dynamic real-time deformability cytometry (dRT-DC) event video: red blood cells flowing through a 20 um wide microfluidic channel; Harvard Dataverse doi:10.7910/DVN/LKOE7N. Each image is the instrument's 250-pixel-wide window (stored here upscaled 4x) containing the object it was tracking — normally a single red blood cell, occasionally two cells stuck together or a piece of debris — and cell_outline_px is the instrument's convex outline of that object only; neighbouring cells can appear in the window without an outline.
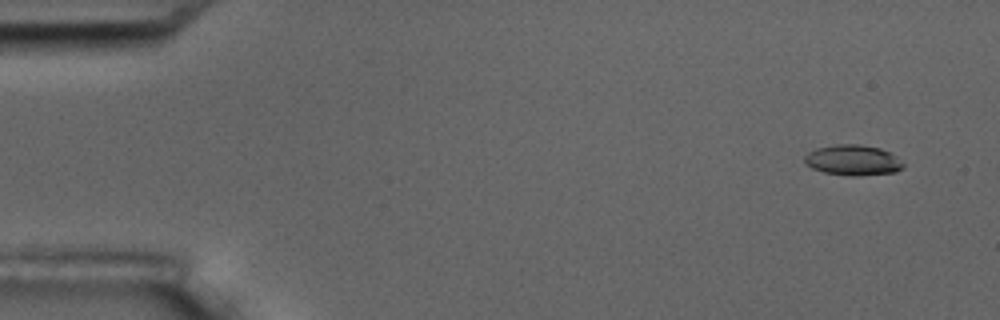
{"species": "common noctule bat (a hibernating species)", "species_latin": "Nyctalus noctula", "temperature_condition": "room temperature", "stored_images_in_passage": 4, "camera_frame_rate_fps": 3000, "um_per_image_px": 0.085, "animal": {"sex": "male", "body_mass_g": 17.5, "forearm_length_mm": 52.3}, "frame": {"image": 1, "passage_image": 1, "time_ms": 0.0, "image_size_px": [1000, 320], "cell_outline_px": [[904, 168], [896, 172], [860, 176], [852, 176], [824, 172], [812, 168], [804, 164], [804, 156], [808, 152], [816, 148], [836, 144], [860, 144], [880, 148], [896, 156], [904, 164]], "centroid_in_image_um": [72.49, 13.61], "position_along_channel_um": 12.5, "area_um2": 17.69}}
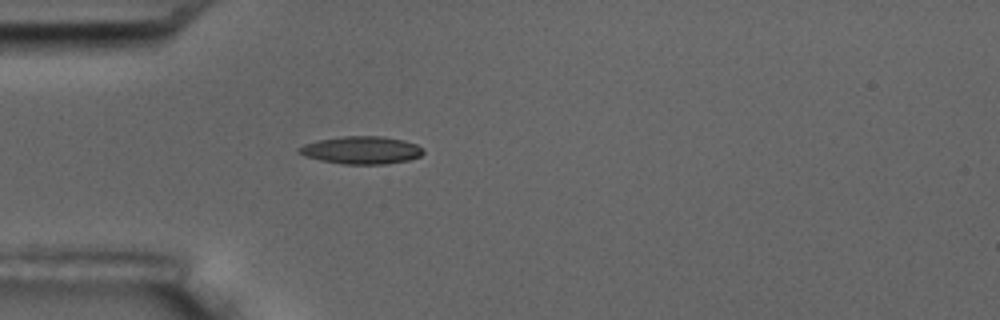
{"frame": {"image": 2, "passage_image": 4, "time_ms": 4.333, "image_size_px": [1000, 320], "cell_outline_px": [[424, 152], [420, 156], [408, 160], [384, 164], [344, 164], [320, 160], [304, 156], [296, 152], [296, 148], [304, 144], [316, 140], [344, 136], [384, 136], [404, 140], [416, 144], [424, 148]], "centroid_in_image_um": [30.7, 12.75], "position_along_channel_um": 54.3, "area_um2": 20.23}}